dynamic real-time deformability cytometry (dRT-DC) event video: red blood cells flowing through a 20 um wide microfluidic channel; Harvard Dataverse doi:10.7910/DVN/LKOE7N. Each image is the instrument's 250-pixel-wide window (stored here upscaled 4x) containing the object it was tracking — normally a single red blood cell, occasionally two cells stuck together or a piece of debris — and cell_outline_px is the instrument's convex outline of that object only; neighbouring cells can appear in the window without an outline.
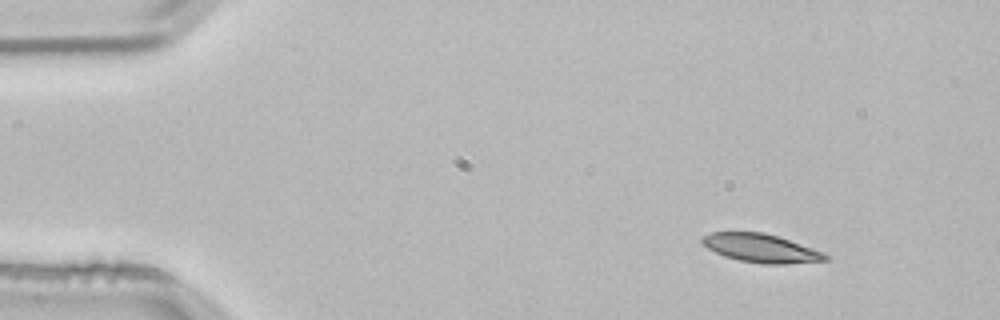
{"species": "common noctule bat (a hibernating species)", "species_latin": "Nyctalus noctula", "temperature_condition": "room temperature", "stored_images_in_passage": 3, "camera_frame_rate_fps": 3000, "um_per_image_px": 0.085, "animal": {"sex": "male", "body_mass_g": 21.5, "forearm_length_mm": 52.0}, "frame": {"image": 1, "passage_image": 1, "time_ms": 0.0, "image_size_px": [1000, 320], "cell_outline_px": [[828, 260], [784, 264], [760, 264], [740, 260], [724, 256], [708, 248], [700, 240], [704, 236], [712, 232], [764, 232], [824, 252], [828, 256]], "centroid_in_image_um": [64.68, 21.1], "position_along_channel_um": 20.3, "area_um2": 20.17}}
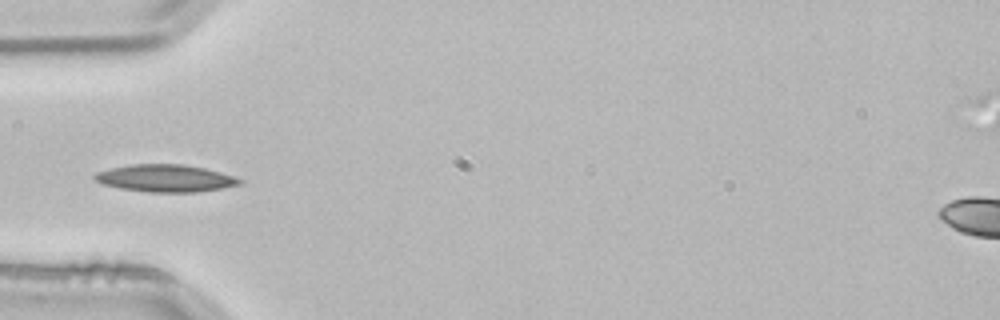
{"frame": {"image": 2, "passage_image": 3, "time_ms": 0.667, "image_size_px": [1000, 320], "cell_outline_px": [[244, 184], [196, 192], [148, 192], [120, 188], [104, 184], [96, 180], [92, 176], [96, 172], [112, 168], [132, 164], [184, 164], [204, 168], [220, 172], [244, 180]], "centroid_in_image_um": [14.08, 15.15], "position_along_channel_um": 70.9, "area_um2": 22.95}}